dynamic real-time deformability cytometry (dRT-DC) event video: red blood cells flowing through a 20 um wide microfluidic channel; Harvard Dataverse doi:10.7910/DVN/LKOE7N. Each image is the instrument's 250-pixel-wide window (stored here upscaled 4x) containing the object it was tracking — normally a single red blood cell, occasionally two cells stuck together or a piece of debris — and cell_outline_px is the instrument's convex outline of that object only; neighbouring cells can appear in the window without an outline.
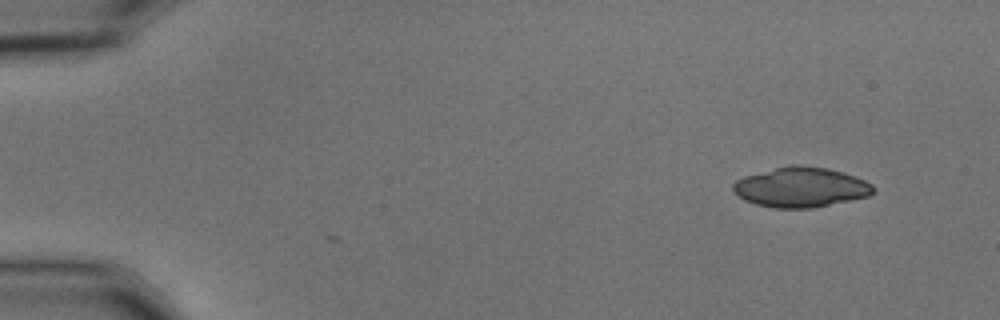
{"species": "common noctule bat (a hibernating species)", "species_latin": "Nyctalus noctula", "temperature_condition": "cold", "stored_images_in_passage": 2, "camera_frame_rate_fps": 3000, "um_per_image_px": 0.085, "animal": {"sex": "male", "body_mass_g": 15.6}, "frame": {"image": 1, "passage_image": 2, "time_ms": 0.333, "image_size_px": [1000, 320], "cell_outline_px": [[872, 192], [868, 196], [812, 208], [776, 208], [756, 204], [744, 200], [732, 188], [732, 184], [736, 180], [744, 176], [792, 164], [800, 164], [828, 168], [844, 172], [856, 176], [872, 184]], "centroid_in_image_um": [68.06, 15.9], "position_along_channel_um": 16.9, "area_um2": 32.43}}